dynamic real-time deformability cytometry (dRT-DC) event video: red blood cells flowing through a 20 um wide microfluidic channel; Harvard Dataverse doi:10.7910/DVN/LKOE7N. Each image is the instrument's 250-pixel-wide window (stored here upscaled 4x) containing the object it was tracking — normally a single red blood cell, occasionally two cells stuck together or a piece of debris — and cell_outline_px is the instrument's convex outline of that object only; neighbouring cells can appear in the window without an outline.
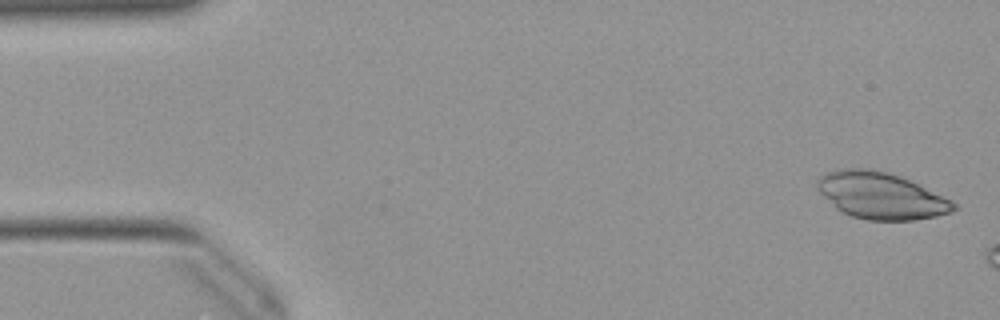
{"species": "Egyptian fruit bat (a non-hibernating species)", "species_latin": "Rousettus aegyptiacus", "temperature_condition": "warm", "stored_images_in_passage": 11, "camera_frame_rate_fps": 3000, "um_per_image_px": 0.085, "animal": {"sex": "female"}, "frame": {"image": 1, "passage_image": 2, "time_ms": 0.333, "image_size_px": [1000, 320], "cell_outline_px": [[956, 208], [952, 212], [936, 216], [912, 220], [868, 220], [852, 216], [836, 208], [816, 188], [816, 180], [820, 176], [828, 172], [840, 168], [868, 168], [888, 172], [912, 180], [952, 200], [956, 204]], "centroid_in_image_um": [74.89, 16.61], "position_along_channel_um": 10.1, "area_um2": 37.11}}